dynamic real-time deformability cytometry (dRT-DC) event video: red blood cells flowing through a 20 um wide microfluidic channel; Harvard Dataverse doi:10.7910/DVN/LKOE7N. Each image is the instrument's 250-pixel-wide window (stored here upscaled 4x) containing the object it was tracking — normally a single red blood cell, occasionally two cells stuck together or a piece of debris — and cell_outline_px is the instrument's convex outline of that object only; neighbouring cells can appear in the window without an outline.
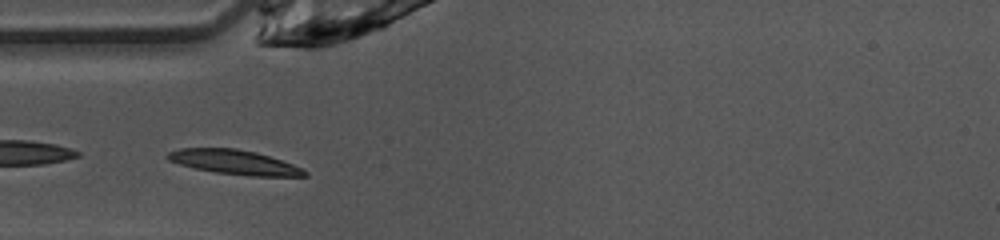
{"species": "common noctule bat (a hibernating species)", "species_latin": "Nyctalus noctula", "temperature_condition": "warm", "stored_images_in_passage": 35, "camera_frame_rate_fps": 3000, "um_per_image_px": 0.085, "animal": {"sex": "female", "body_mass_g": 10.0, "forearm_length_mm": 53.1}, "frame": {"image": 1, "passage_image": 1, "time_ms": 0.0, "image_size_px": [1000, 240], "cell_outline_px": [[308, 176], [252, 176], [216, 172], [196, 168], [180, 164], [168, 160], [164, 156], [168, 152], [180, 148], [236, 148], [256, 152], [304, 168], [308, 172]], "centroid_in_image_um": [19.92, 13.78], "position_along_channel_um": 65.1, "area_um2": 19.42}}
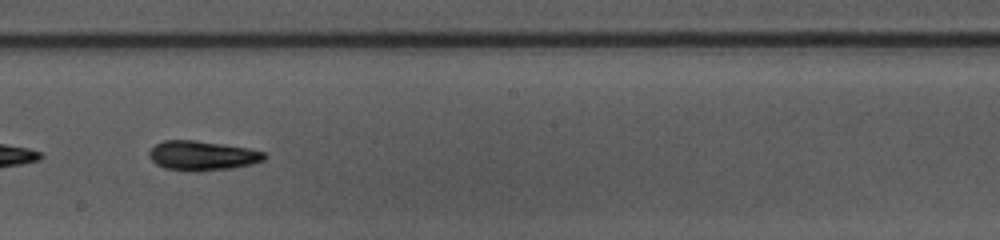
{"frame": {"image": 2, "passage_image": 13, "time_ms": 4.0, "image_size_px": [1000, 240], "cell_outline_px": [[268, 156], [264, 160], [252, 164], [232, 168], [196, 172], [192, 172], [164, 168], [156, 164], [148, 156], [148, 152], [156, 144], [164, 140], [192, 140], [248, 148], [264, 152]], "centroid_in_image_um": [17.18, 13.24], "position_along_channel_um": 231.0, "area_um2": 19.88}}
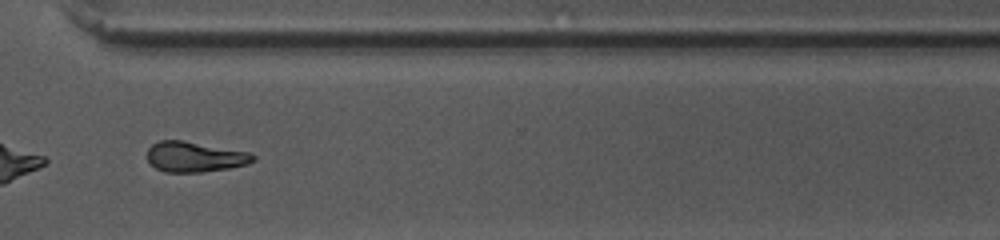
{"frame": {"image": 3, "passage_image": 22, "time_ms": 7.0, "image_size_px": [1000, 240], "cell_outline_px": [[256, 160], [248, 164], [228, 168], [204, 172], [164, 172], [156, 168], [148, 160], [148, 148], [152, 144], [160, 140], [180, 140], [248, 152], [256, 156]], "centroid_in_image_um": [16.56, 13.34], "position_along_channel_um": 354.0, "area_um2": 18.55}, "authors_computed_cell_mechanics": {"area_um2": 18.7272, "velocity_mm_per_s": 4.1223, "shape_relaxation_time_tau1_ms": 2.9692, "shape_relaxation_time_tau2_ms": 5.0281, "deformation_change_tau1": 0.1341, "deformation_change_tau2": 0.1305}}